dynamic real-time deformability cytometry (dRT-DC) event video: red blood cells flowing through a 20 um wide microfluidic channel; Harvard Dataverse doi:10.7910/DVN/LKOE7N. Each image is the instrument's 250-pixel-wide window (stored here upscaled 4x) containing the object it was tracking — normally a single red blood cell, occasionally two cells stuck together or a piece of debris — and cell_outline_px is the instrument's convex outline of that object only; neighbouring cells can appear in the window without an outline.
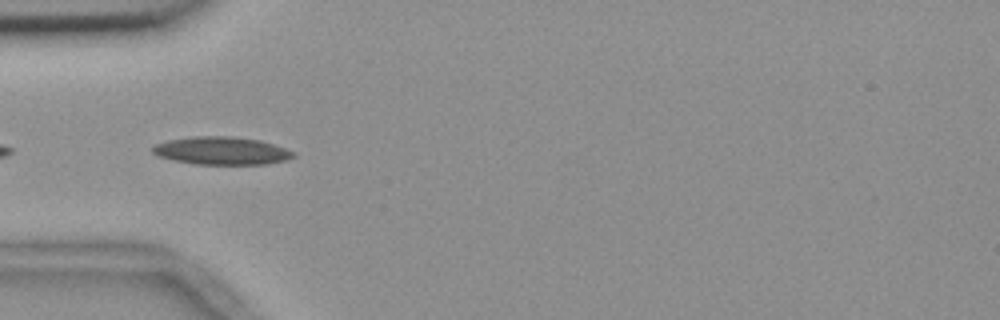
{"species": "common noctule bat (a hibernating species)", "species_latin": "Nyctalus noctula", "temperature_condition": "room temperature", "stored_images_in_passage": 6, "camera_frame_rate_fps": 3000, "um_per_image_px": 0.085, "animal": {"sex": "female", "body_mass_g": 18.4}, "frame": {"image": 1, "passage_image": 2, "time_ms": 0.333, "image_size_px": [1000, 320], "cell_outline_px": [[296, 156], [284, 160], [268, 164], [196, 164], [156, 156], [152, 152], [152, 148], [156, 144], [168, 140], [192, 136], [232, 136], [260, 140], [296, 152]], "centroid_in_image_um": [18.83, 12.81], "position_along_channel_um": 66.2, "area_um2": 22.77}}